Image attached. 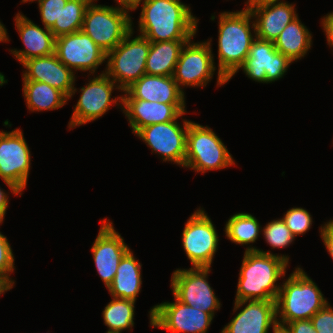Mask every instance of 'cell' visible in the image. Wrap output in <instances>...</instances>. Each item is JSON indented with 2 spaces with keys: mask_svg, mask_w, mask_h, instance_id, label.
Here are the masks:
<instances>
[{
  "mask_svg": "<svg viewBox=\"0 0 333 333\" xmlns=\"http://www.w3.org/2000/svg\"><path fill=\"white\" fill-rule=\"evenodd\" d=\"M14 271V256L8 239L0 233V279L10 288L14 285V280L9 278L10 272Z\"/></svg>",
  "mask_w": 333,
  "mask_h": 333,
  "instance_id": "obj_34",
  "label": "cell"
},
{
  "mask_svg": "<svg viewBox=\"0 0 333 333\" xmlns=\"http://www.w3.org/2000/svg\"><path fill=\"white\" fill-rule=\"evenodd\" d=\"M11 288L0 279V295L4 293L5 291L10 290Z\"/></svg>",
  "mask_w": 333,
  "mask_h": 333,
  "instance_id": "obj_42",
  "label": "cell"
},
{
  "mask_svg": "<svg viewBox=\"0 0 333 333\" xmlns=\"http://www.w3.org/2000/svg\"><path fill=\"white\" fill-rule=\"evenodd\" d=\"M35 0H22V2ZM37 1V0H36ZM68 0H38L39 10L44 27L51 29L54 25H60L61 9Z\"/></svg>",
  "mask_w": 333,
  "mask_h": 333,
  "instance_id": "obj_33",
  "label": "cell"
},
{
  "mask_svg": "<svg viewBox=\"0 0 333 333\" xmlns=\"http://www.w3.org/2000/svg\"><path fill=\"white\" fill-rule=\"evenodd\" d=\"M197 19L180 0H144L139 31L150 42L190 40L197 31Z\"/></svg>",
  "mask_w": 333,
  "mask_h": 333,
  "instance_id": "obj_2",
  "label": "cell"
},
{
  "mask_svg": "<svg viewBox=\"0 0 333 333\" xmlns=\"http://www.w3.org/2000/svg\"><path fill=\"white\" fill-rule=\"evenodd\" d=\"M273 333H289V331L285 327L276 326L273 328Z\"/></svg>",
  "mask_w": 333,
  "mask_h": 333,
  "instance_id": "obj_43",
  "label": "cell"
},
{
  "mask_svg": "<svg viewBox=\"0 0 333 333\" xmlns=\"http://www.w3.org/2000/svg\"><path fill=\"white\" fill-rule=\"evenodd\" d=\"M211 40L191 44L188 40L182 47L173 78L180 86H205L216 70L211 52Z\"/></svg>",
  "mask_w": 333,
  "mask_h": 333,
  "instance_id": "obj_14",
  "label": "cell"
},
{
  "mask_svg": "<svg viewBox=\"0 0 333 333\" xmlns=\"http://www.w3.org/2000/svg\"><path fill=\"white\" fill-rule=\"evenodd\" d=\"M23 93L28 109L33 112L61 108L68 100L58 89L33 80H23Z\"/></svg>",
  "mask_w": 333,
  "mask_h": 333,
  "instance_id": "obj_27",
  "label": "cell"
},
{
  "mask_svg": "<svg viewBox=\"0 0 333 333\" xmlns=\"http://www.w3.org/2000/svg\"><path fill=\"white\" fill-rule=\"evenodd\" d=\"M246 303L245 308L237 313L221 333H268L271 326H278L275 300L235 301L234 311Z\"/></svg>",
  "mask_w": 333,
  "mask_h": 333,
  "instance_id": "obj_19",
  "label": "cell"
},
{
  "mask_svg": "<svg viewBox=\"0 0 333 333\" xmlns=\"http://www.w3.org/2000/svg\"><path fill=\"white\" fill-rule=\"evenodd\" d=\"M294 237L306 233L312 225L310 213L303 208H291L282 218Z\"/></svg>",
  "mask_w": 333,
  "mask_h": 333,
  "instance_id": "obj_32",
  "label": "cell"
},
{
  "mask_svg": "<svg viewBox=\"0 0 333 333\" xmlns=\"http://www.w3.org/2000/svg\"><path fill=\"white\" fill-rule=\"evenodd\" d=\"M116 1L123 8H126L128 10H135L138 8L142 0H116Z\"/></svg>",
  "mask_w": 333,
  "mask_h": 333,
  "instance_id": "obj_40",
  "label": "cell"
},
{
  "mask_svg": "<svg viewBox=\"0 0 333 333\" xmlns=\"http://www.w3.org/2000/svg\"><path fill=\"white\" fill-rule=\"evenodd\" d=\"M263 234L266 242L272 246V248H285L292 243L295 238L282 218L269 222L263 228Z\"/></svg>",
  "mask_w": 333,
  "mask_h": 333,
  "instance_id": "obj_31",
  "label": "cell"
},
{
  "mask_svg": "<svg viewBox=\"0 0 333 333\" xmlns=\"http://www.w3.org/2000/svg\"><path fill=\"white\" fill-rule=\"evenodd\" d=\"M320 229L324 245L333 259V220L324 224Z\"/></svg>",
  "mask_w": 333,
  "mask_h": 333,
  "instance_id": "obj_37",
  "label": "cell"
},
{
  "mask_svg": "<svg viewBox=\"0 0 333 333\" xmlns=\"http://www.w3.org/2000/svg\"><path fill=\"white\" fill-rule=\"evenodd\" d=\"M246 60L227 79L232 78L240 68L251 79L257 82H274L285 75L292 61L279 52L273 41L262 40L254 36Z\"/></svg>",
  "mask_w": 333,
  "mask_h": 333,
  "instance_id": "obj_13",
  "label": "cell"
},
{
  "mask_svg": "<svg viewBox=\"0 0 333 333\" xmlns=\"http://www.w3.org/2000/svg\"><path fill=\"white\" fill-rule=\"evenodd\" d=\"M289 333H317L311 320H296L284 326Z\"/></svg>",
  "mask_w": 333,
  "mask_h": 333,
  "instance_id": "obj_36",
  "label": "cell"
},
{
  "mask_svg": "<svg viewBox=\"0 0 333 333\" xmlns=\"http://www.w3.org/2000/svg\"><path fill=\"white\" fill-rule=\"evenodd\" d=\"M185 113H181L174 121L152 124L141 128L136 136L140 137L147 145L161 154L163 161H171L184 167L186 156L187 132L191 121L184 120L183 128L177 119Z\"/></svg>",
  "mask_w": 333,
  "mask_h": 333,
  "instance_id": "obj_11",
  "label": "cell"
},
{
  "mask_svg": "<svg viewBox=\"0 0 333 333\" xmlns=\"http://www.w3.org/2000/svg\"><path fill=\"white\" fill-rule=\"evenodd\" d=\"M277 325L284 327L296 320L311 319L328 301L315 282L297 267L281 285L276 298Z\"/></svg>",
  "mask_w": 333,
  "mask_h": 333,
  "instance_id": "obj_4",
  "label": "cell"
},
{
  "mask_svg": "<svg viewBox=\"0 0 333 333\" xmlns=\"http://www.w3.org/2000/svg\"><path fill=\"white\" fill-rule=\"evenodd\" d=\"M7 31L4 25L0 22V42H6L9 41V38L7 37Z\"/></svg>",
  "mask_w": 333,
  "mask_h": 333,
  "instance_id": "obj_41",
  "label": "cell"
},
{
  "mask_svg": "<svg viewBox=\"0 0 333 333\" xmlns=\"http://www.w3.org/2000/svg\"><path fill=\"white\" fill-rule=\"evenodd\" d=\"M260 232L258 220L248 213H237L225 225L226 237L236 244L254 243Z\"/></svg>",
  "mask_w": 333,
  "mask_h": 333,
  "instance_id": "obj_29",
  "label": "cell"
},
{
  "mask_svg": "<svg viewBox=\"0 0 333 333\" xmlns=\"http://www.w3.org/2000/svg\"><path fill=\"white\" fill-rule=\"evenodd\" d=\"M16 28L19 31L25 50H10L20 63L35 58L48 56L55 53L56 37L50 29L43 30L21 13L15 17Z\"/></svg>",
  "mask_w": 333,
  "mask_h": 333,
  "instance_id": "obj_23",
  "label": "cell"
},
{
  "mask_svg": "<svg viewBox=\"0 0 333 333\" xmlns=\"http://www.w3.org/2000/svg\"><path fill=\"white\" fill-rule=\"evenodd\" d=\"M55 54L69 69L89 70L91 73H94L107 57V53L82 30L56 37Z\"/></svg>",
  "mask_w": 333,
  "mask_h": 333,
  "instance_id": "obj_16",
  "label": "cell"
},
{
  "mask_svg": "<svg viewBox=\"0 0 333 333\" xmlns=\"http://www.w3.org/2000/svg\"><path fill=\"white\" fill-rule=\"evenodd\" d=\"M93 0H68L61 9L60 25H54L50 30L55 37L80 31L86 9Z\"/></svg>",
  "mask_w": 333,
  "mask_h": 333,
  "instance_id": "obj_30",
  "label": "cell"
},
{
  "mask_svg": "<svg viewBox=\"0 0 333 333\" xmlns=\"http://www.w3.org/2000/svg\"><path fill=\"white\" fill-rule=\"evenodd\" d=\"M216 229L202 209L188 219L182 233L184 251L193 268H210L218 246Z\"/></svg>",
  "mask_w": 333,
  "mask_h": 333,
  "instance_id": "obj_10",
  "label": "cell"
},
{
  "mask_svg": "<svg viewBox=\"0 0 333 333\" xmlns=\"http://www.w3.org/2000/svg\"><path fill=\"white\" fill-rule=\"evenodd\" d=\"M8 196L7 194L1 190L0 188V224L3 222L5 217V213L8 207Z\"/></svg>",
  "mask_w": 333,
  "mask_h": 333,
  "instance_id": "obj_39",
  "label": "cell"
},
{
  "mask_svg": "<svg viewBox=\"0 0 333 333\" xmlns=\"http://www.w3.org/2000/svg\"><path fill=\"white\" fill-rule=\"evenodd\" d=\"M213 317L202 310L188 306L175 298L150 310V324L172 333H206Z\"/></svg>",
  "mask_w": 333,
  "mask_h": 333,
  "instance_id": "obj_12",
  "label": "cell"
},
{
  "mask_svg": "<svg viewBox=\"0 0 333 333\" xmlns=\"http://www.w3.org/2000/svg\"><path fill=\"white\" fill-rule=\"evenodd\" d=\"M123 92V100L185 104L184 92L180 90L173 76L144 74Z\"/></svg>",
  "mask_w": 333,
  "mask_h": 333,
  "instance_id": "obj_21",
  "label": "cell"
},
{
  "mask_svg": "<svg viewBox=\"0 0 333 333\" xmlns=\"http://www.w3.org/2000/svg\"><path fill=\"white\" fill-rule=\"evenodd\" d=\"M141 264L129 250L121 259L108 290L113 298L136 301L142 285Z\"/></svg>",
  "mask_w": 333,
  "mask_h": 333,
  "instance_id": "obj_24",
  "label": "cell"
},
{
  "mask_svg": "<svg viewBox=\"0 0 333 333\" xmlns=\"http://www.w3.org/2000/svg\"><path fill=\"white\" fill-rule=\"evenodd\" d=\"M94 1L86 9L81 30L108 53L132 30V20L128 9L96 5Z\"/></svg>",
  "mask_w": 333,
  "mask_h": 333,
  "instance_id": "obj_5",
  "label": "cell"
},
{
  "mask_svg": "<svg viewBox=\"0 0 333 333\" xmlns=\"http://www.w3.org/2000/svg\"><path fill=\"white\" fill-rule=\"evenodd\" d=\"M26 68L23 80L46 83L61 91L68 99L75 94L73 70L66 67L55 53L28 59L22 63Z\"/></svg>",
  "mask_w": 333,
  "mask_h": 333,
  "instance_id": "obj_20",
  "label": "cell"
},
{
  "mask_svg": "<svg viewBox=\"0 0 333 333\" xmlns=\"http://www.w3.org/2000/svg\"><path fill=\"white\" fill-rule=\"evenodd\" d=\"M113 223L104 219L91 248L96 270L108 288L113 282L121 259L130 250Z\"/></svg>",
  "mask_w": 333,
  "mask_h": 333,
  "instance_id": "obj_18",
  "label": "cell"
},
{
  "mask_svg": "<svg viewBox=\"0 0 333 333\" xmlns=\"http://www.w3.org/2000/svg\"><path fill=\"white\" fill-rule=\"evenodd\" d=\"M311 38V33L297 17L274 40V46L293 62L305 56L311 47Z\"/></svg>",
  "mask_w": 333,
  "mask_h": 333,
  "instance_id": "obj_26",
  "label": "cell"
},
{
  "mask_svg": "<svg viewBox=\"0 0 333 333\" xmlns=\"http://www.w3.org/2000/svg\"><path fill=\"white\" fill-rule=\"evenodd\" d=\"M288 262V256L247 247L241 264L235 301L276 300L281 286H277L275 282L285 276Z\"/></svg>",
  "mask_w": 333,
  "mask_h": 333,
  "instance_id": "obj_1",
  "label": "cell"
},
{
  "mask_svg": "<svg viewBox=\"0 0 333 333\" xmlns=\"http://www.w3.org/2000/svg\"><path fill=\"white\" fill-rule=\"evenodd\" d=\"M116 83L104 73L94 77L86 87L81 88V96L75 106L69 122V129L94 121L105 114L114 103L121 102L123 97L111 100L112 90Z\"/></svg>",
  "mask_w": 333,
  "mask_h": 333,
  "instance_id": "obj_15",
  "label": "cell"
},
{
  "mask_svg": "<svg viewBox=\"0 0 333 333\" xmlns=\"http://www.w3.org/2000/svg\"><path fill=\"white\" fill-rule=\"evenodd\" d=\"M234 164L228 149L212 129L192 121L189 123L184 167L205 173Z\"/></svg>",
  "mask_w": 333,
  "mask_h": 333,
  "instance_id": "obj_7",
  "label": "cell"
},
{
  "mask_svg": "<svg viewBox=\"0 0 333 333\" xmlns=\"http://www.w3.org/2000/svg\"><path fill=\"white\" fill-rule=\"evenodd\" d=\"M133 29L111 51L107 53L105 73L120 85L117 89L125 91L135 81L146 74V60L150 50V41L142 35L130 40Z\"/></svg>",
  "mask_w": 333,
  "mask_h": 333,
  "instance_id": "obj_6",
  "label": "cell"
},
{
  "mask_svg": "<svg viewBox=\"0 0 333 333\" xmlns=\"http://www.w3.org/2000/svg\"><path fill=\"white\" fill-rule=\"evenodd\" d=\"M188 40L150 42L146 74L173 76L180 51Z\"/></svg>",
  "mask_w": 333,
  "mask_h": 333,
  "instance_id": "obj_25",
  "label": "cell"
},
{
  "mask_svg": "<svg viewBox=\"0 0 333 333\" xmlns=\"http://www.w3.org/2000/svg\"><path fill=\"white\" fill-rule=\"evenodd\" d=\"M253 15L249 8L237 12H222L219 16L218 78L217 84L227 79L246 60L255 39L250 30Z\"/></svg>",
  "mask_w": 333,
  "mask_h": 333,
  "instance_id": "obj_3",
  "label": "cell"
},
{
  "mask_svg": "<svg viewBox=\"0 0 333 333\" xmlns=\"http://www.w3.org/2000/svg\"><path fill=\"white\" fill-rule=\"evenodd\" d=\"M123 113L128 118L134 134L152 124L174 121L185 113V104H163L146 100H123Z\"/></svg>",
  "mask_w": 333,
  "mask_h": 333,
  "instance_id": "obj_22",
  "label": "cell"
},
{
  "mask_svg": "<svg viewBox=\"0 0 333 333\" xmlns=\"http://www.w3.org/2000/svg\"><path fill=\"white\" fill-rule=\"evenodd\" d=\"M322 26L327 35V41L329 46H333V12L329 13L322 19Z\"/></svg>",
  "mask_w": 333,
  "mask_h": 333,
  "instance_id": "obj_38",
  "label": "cell"
},
{
  "mask_svg": "<svg viewBox=\"0 0 333 333\" xmlns=\"http://www.w3.org/2000/svg\"><path fill=\"white\" fill-rule=\"evenodd\" d=\"M209 269L201 267L177 269L172 274L171 287L174 298L213 317L214 311L221 306L207 281Z\"/></svg>",
  "mask_w": 333,
  "mask_h": 333,
  "instance_id": "obj_9",
  "label": "cell"
},
{
  "mask_svg": "<svg viewBox=\"0 0 333 333\" xmlns=\"http://www.w3.org/2000/svg\"><path fill=\"white\" fill-rule=\"evenodd\" d=\"M135 301L130 299L113 298L103 310L105 325L108 332H122L134 326Z\"/></svg>",
  "mask_w": 333,
  "mask_h": 333,
  "instance_id": "obj_28",
  "label": "cell"
},
{
  "mask_svg": "<svg viewBox=\"0 0 333 333\" xmlns=\"http://www.w3.org/2000/svg\"><path fill=\"white\" fill-rule=\"evenodd\" d=\"M31 155L19 129L0 132V178L12 193L21 194L27 185Z\"/></svg>",
  "mask_w": 333,
  "mask_h": 333,
  "instance_id": "obj_8",
  "label": "cell"
},
{
  "mask_svg": "<svg viewBox=\"0 0 333 333\" xmlns=\"http://www.w3.org/2000/svg\"><path fill=\"white\" fill-rule=\"evenodd\" d=\"M317 333H333V308L326 304L310 319Z\"/></svg>",
  "mask_w": 333,
  "mask_h": 333,
  "instance_id": "obj_35",
  "label": "cell"
},
{
  "mask_svg": "<svg viewBox=\"0 0 333 333\" xmlns=\"http://www.w3.org/2000/svg\"><path fill=\"white\" fill-rule=\"evenodd\" d=\"M278 1L248 0L246 3L256 18L252 28L257 38L274 42L283 29L298 17L294 5Z\"/></svg>",
  "mask_w": 333,
  "mask_h": 333,
  "instance_id": "obj_17",
  "label": "cell"
}]
</instances>
